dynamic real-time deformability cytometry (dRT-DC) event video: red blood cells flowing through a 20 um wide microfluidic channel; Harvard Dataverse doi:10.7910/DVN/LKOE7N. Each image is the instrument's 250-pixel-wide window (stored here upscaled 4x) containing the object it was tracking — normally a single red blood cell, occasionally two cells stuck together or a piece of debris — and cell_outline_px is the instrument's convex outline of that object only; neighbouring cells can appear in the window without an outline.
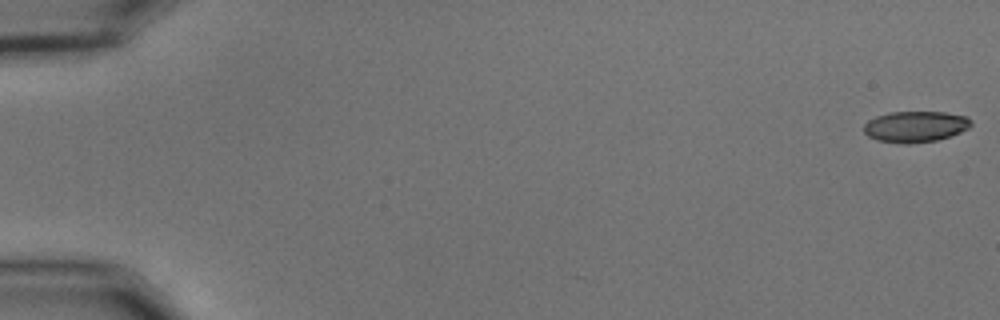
{"species": "common noctule bat (a hibernating species)", "species_latin": "Nyctalus noctula", "temperature_condition": "cold", "stored_images_in_passage": 54, "camera_frame_rate_fps": 3000, "um_per_image_px": 0.085, "animal": {"sex": "male", "body_mass_g": 15.6}, "frame": {"image": 1, "passage_image": 1, "time_ms": 0.0, "image_size_px": [1000, 320], "cell_outline_px": [[972, 124], [968, 128], [960, 132], [936, 140], [908, 144], [904, 144], [880, 140], [868, 136], [864, 132], [864, 124], [868, 120], [876, 116], [888, 112], [944, 112], [968, 116], [972, 120]], "centroid_in_image_um": [77.81, 10.75], "position_along_channel_um": 7.2, "area_um2": 19.36}}
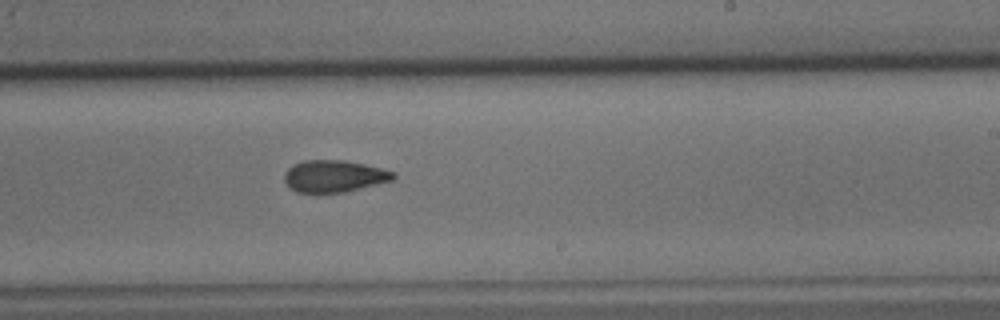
{"frame": {"image": 2, "passage_image": 35, "time_ms": 11.333, "image_size_px": [1000, 320], "cell_outline_px": [[396, 176], [392, 180], [344, 192], [296, 192], [284, 180], [284, 172], [292, 164], [304, 160], [344, 160], [364, 164], [396, 172]], "centroid_in_image_um": [28.39, 14.96], "position_along_channel_um": 260.6, "area_um2": 20.11}}
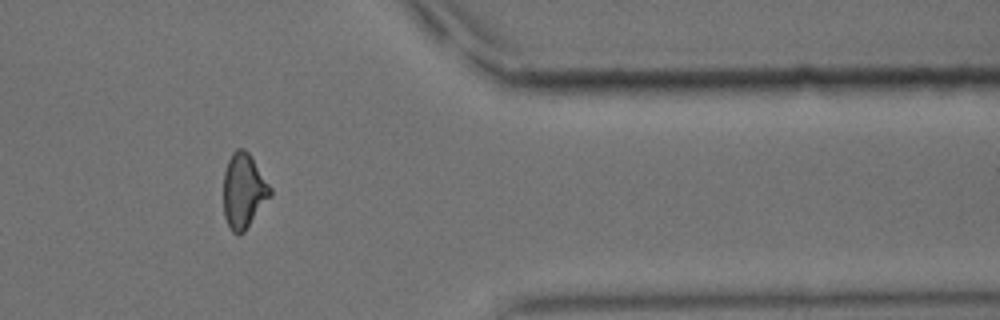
{"frame": {"image": 3, "passage_image": 47, "time_ms": 15.333, "image_size_px": [1000, 320], "cell_outline_px": [[272, 196], [244, 232], [240, 236], [236, 236], [232, 232], [224, 216], [224, 172], [228, 160], [232, 152], [236, 148], [244, 148], [248, 152], [272, 188]], "centroid_in_image_um": [20.72, 16.25], "position_along_channel_um": 390.7, "area_um2": 20.58}}